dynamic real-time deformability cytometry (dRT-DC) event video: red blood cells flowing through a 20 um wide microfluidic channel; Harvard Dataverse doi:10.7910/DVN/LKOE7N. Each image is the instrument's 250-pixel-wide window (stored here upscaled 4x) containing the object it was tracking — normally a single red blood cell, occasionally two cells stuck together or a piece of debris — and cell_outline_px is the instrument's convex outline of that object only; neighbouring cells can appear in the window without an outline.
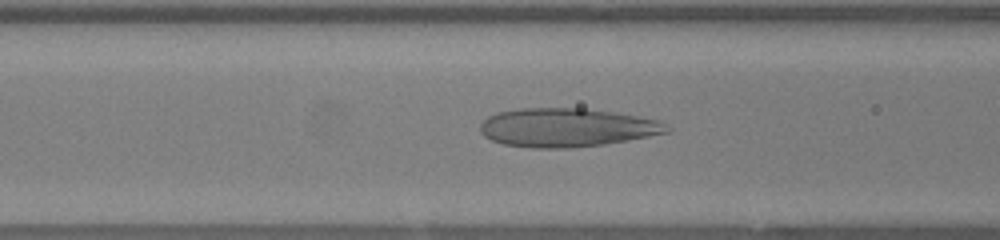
{"species": "human", "species_latin": "Homo sapiens", "temperature_condition": "warm", "stored_images_in_passage": 47, "camera_frame_rate_fps": 3000, "um_per_image_px": 0.085, "donor": {"sex": "female"}, "frame": {"image": 1, "passage_image": 17, "time_ms": 5.333, "image_size_px": [1000, 240], "cell_outline_px": [[672, 128], [668, 132], [628, 140], [604, 144], [572, 148], [528, 148], [504, 144], [492, 140], [484, 136], [480, 132], [480, 124], [488, 116], [496, 112], [520, 108], [584, 108], [612, 112], [636, 116], [656, 120]], "centroid_in_image_um": [48.12, 10.84], "position_along_channel_um": 118.5, "area_um2": 42.02}}
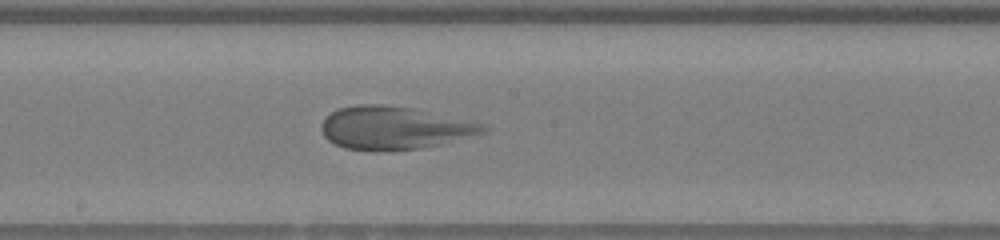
{"frame": {"image": 2, "passage_image": 24, "time_ms": 7.667, "image_size_px": [1000, 240], "cell_outline_px": [[492, 128], [488, 132], [444, 144], [420, 148], [380, 152], [344, 148], [328, 140], [324, 136], [320, 128], [320, 124], [332, 112], [340, 108], [356, 104], [384, 104], [416, 108], [488, 124]], "centroid_in_image_um": [33.6, 10.87], "position_along_channel_um": 214.6, "area_um2": 41.38}}
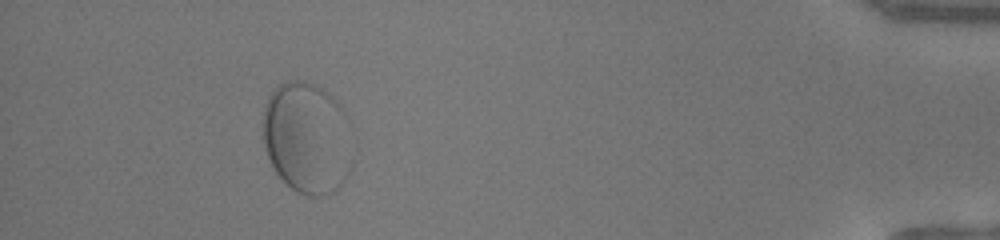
{"frame": {"image": 3, "passage_image": 43, "time_ms": 14.0, "image_size_px": [1000, 240], "cell_outline_px": [[352, 168], [348, 176], [332, 192], [320, 196], [308, 196], [292, 188], [276, 172], [268, 156], [264, 144], [264, 104], [276, 84], [288, 80], [296, 80], [316, 84], [332, 96], [340, 104], [348, 116], [352, 160]], "centroid_in_image_um": [26.12, 11.69], "position_along_channel_um": 409.1, "area_um2": 58.61}}